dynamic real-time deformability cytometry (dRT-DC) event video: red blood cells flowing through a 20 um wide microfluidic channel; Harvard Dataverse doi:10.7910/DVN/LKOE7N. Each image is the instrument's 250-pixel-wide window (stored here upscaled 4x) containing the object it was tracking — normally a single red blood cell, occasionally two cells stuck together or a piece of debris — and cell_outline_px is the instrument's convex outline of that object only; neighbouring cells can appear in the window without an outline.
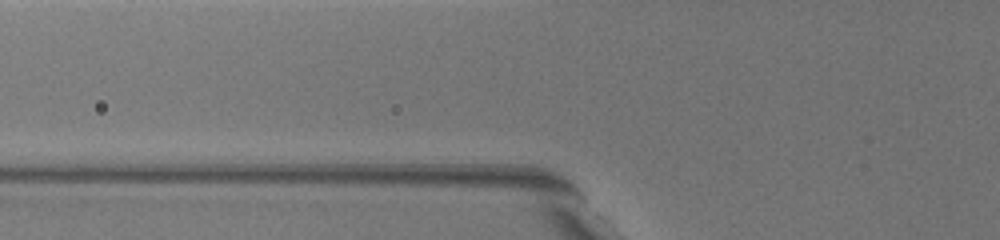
{"species": "common noctule bat (a hibernating species)", "species_latin": "Nyctalus noctula", "temperature_condition": "warm", "stored_images_in_passage": 3, "camera_frame_rate_fps": 3000, "um_per_image_px": 0.085, "animal": {"sex": "female", "body_mass_g": 19.5, "forearm_length_mm": 54.1}, "frame": {"image": 1, "passage_image": 2, "time_ms": 0.333, "image_size_px": [1000, 240], "cell_outline_px": [[656, 208], [648, 208], [592, 168], [584, 144], [584, 140], [608, 144], [616, 152], [644, 184]], "centroid_in_image_um": [52.46, 14.57], "position_along_channel_um": 73.3, "area_um2": 12.95}}